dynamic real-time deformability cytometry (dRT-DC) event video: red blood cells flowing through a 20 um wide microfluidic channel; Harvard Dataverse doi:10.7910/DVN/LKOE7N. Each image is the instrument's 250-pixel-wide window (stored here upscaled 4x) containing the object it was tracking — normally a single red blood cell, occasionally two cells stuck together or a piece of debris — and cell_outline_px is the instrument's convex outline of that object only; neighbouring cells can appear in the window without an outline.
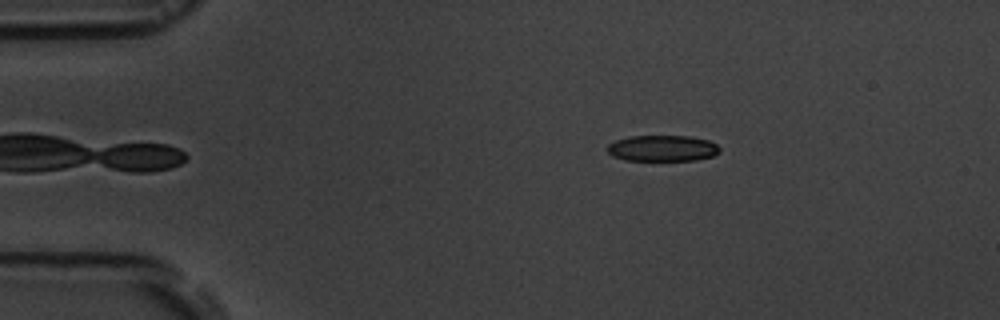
{"species": "common noctule bat (a hibernating species)", "species_latin": "Nyctalus noctula", "temperature_condition": "room temperature", "stored_images_in_passage": 5, "camera_frame_rate_fps": 3000, "um_per_image_px": 0.085, "animal": {"sex": "male", "body_mass_g": 19.5, "forearm_length_mm": 54.6}, "frame": {"image": 1, "passage_image": 5, "time_ms": 5.333, "image_size_px": [1000, 320], "cell_outline_px": [[720, 152], [712, 156], [696, 160], [624, 160], [612, 156], [604, 148], [608, 144], [616, 140], [628, 136], [692, 136], [708, 140], [716, 144], [720, 148]], "centroid_in_image_um": [56.28, 12.6], "position_along_channel_um": 28.7, "area_um2": 17.22}}